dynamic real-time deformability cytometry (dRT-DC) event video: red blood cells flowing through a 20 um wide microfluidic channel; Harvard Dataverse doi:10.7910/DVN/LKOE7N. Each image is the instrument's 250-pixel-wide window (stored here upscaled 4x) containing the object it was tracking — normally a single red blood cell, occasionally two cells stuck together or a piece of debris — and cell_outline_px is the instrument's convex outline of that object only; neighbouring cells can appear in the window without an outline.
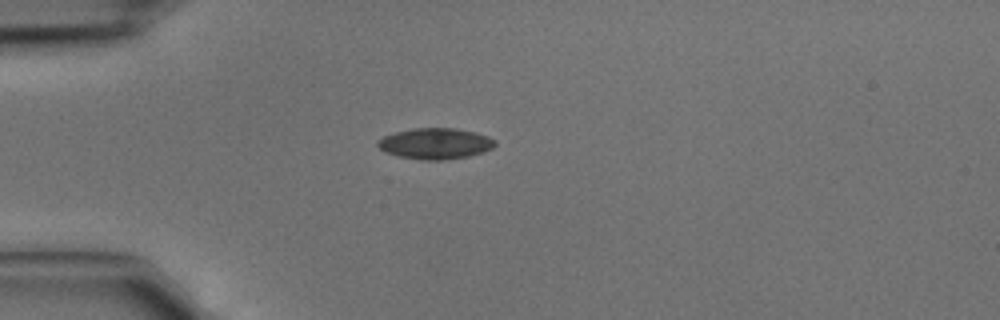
{"species": "common noctule bat (a hibernating species)", "species_latin": "Nyctalus noctula", "temperature_condition": "cold", "stored_images_in_passage": 2, "camera_frame_rate_fps": 3000, "um_per_image_px": 0.085, "animal": {"sex": "male", "body_mass_g": 15.6}, "frame": {"image": 1, "passage_image": 1, "time_ms": 0.0, "image_size_px": [1000, 320], "cell_outline_px": [[496, 144], [492, 148], [484, 152], [468, 156], [444, 160], [420, 160], [400, 156], [384, 152], [376, 144], [376, 140], [384, 136], [396, 132], [412, 128], [456, 128], [476, 132], [488, 136], [496, 140]], "centroid_in_image_um": [37.01, 12.2], "position_along_channel_um": 48.0, "area_um2": 21.33}}